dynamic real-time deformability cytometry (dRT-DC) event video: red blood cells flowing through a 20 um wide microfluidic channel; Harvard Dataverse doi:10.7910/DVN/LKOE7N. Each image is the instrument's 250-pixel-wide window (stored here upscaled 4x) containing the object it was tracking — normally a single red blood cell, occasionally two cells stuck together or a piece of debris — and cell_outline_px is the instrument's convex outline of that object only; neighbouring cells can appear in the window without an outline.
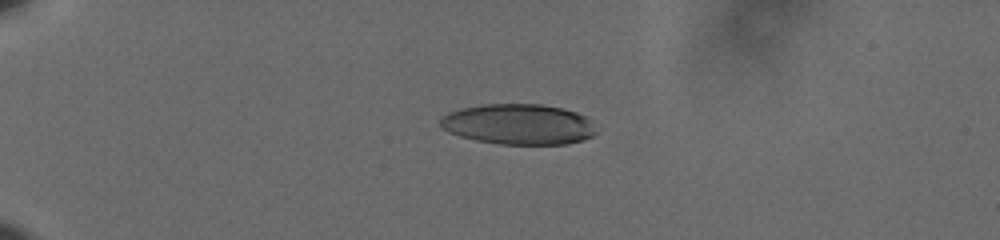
{"species": "human", "species_latin": "Homo sapiens", "temperature_condition": "cold", "stored_images_in_passage": 44, "camera_frame_rate_fps": 3000, "um_per_image_px": 0.085, "donor": {"sex": "male"}, "frame": {"image": 1, "passage_image": 1, "time_ms": 0.0, "image_size_px": [1000, 240], "cell_outline_px": [[596, 132], [592, 136], [568, 144], [500, 144], [476, 140], [460, 136], [448, 132], [440, 124], [440, 116], [448, 112], [460, 108], [480, 104], [540, 104], [564, 108], [576, 112], [592, 120]], "centroid_in_image_um": [44.06, 10.55], "position_along_channel_um": 40.9, "area_um2": 36.99}}
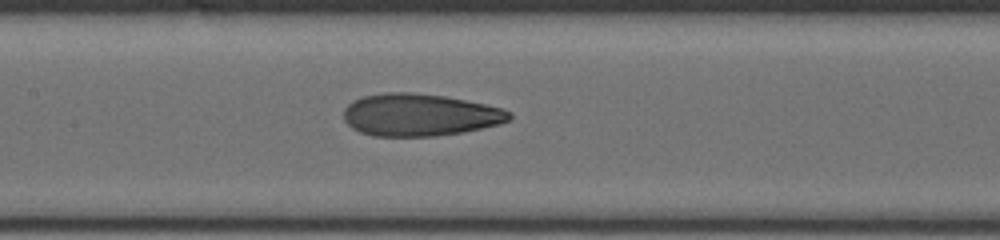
{"frame": {"image": 2, "passage_image": 17, "time_ms": 5.333, "image_size_px": [1000, 240], "cell_outline_px": [[512, 116], [508, 120], [500, 124], [460, 132], [436, 136], [372, 136], [360, 132], [352, 128], [344, 120], [344, 108], [352, 100], [364, 96], [384, 92], [412, 92], [444, 96], [504, 108], [512, 112]], "centroid_in_image_um": [35.65, 9.76], "position_along_channel_um": 171.7, "area_um2": 40.86}}
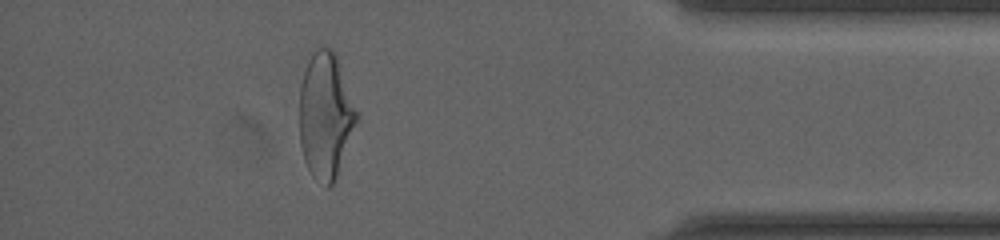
{"frame": {"image": 3, "passage_image": 39, "time_ms": 12.667, "image_size_px": [1000, 240], "cell_outline_px": [[360, 116], [336, 176], [332, 184], [328, 188], [324, 188], [312, 176], [304, 160], [300, 144], [300, 84], [308, 60], [312, 52], [316, 48], [332, 48], [336, 52]], "centroid_in_image_um": [27.68, 9.81], "position_along_channel_um": 407.5, "area_um2": 42.43}, "authors_computed_cell_mechanics": {"area_um2": 40.8068, "velocity_mm_per_s": 3.6337, "shape_relaxation_time_tau1_ms": 8.2904, "shape_relaxation_time_tau2_ms": 1.4167, "deformation_change_tau1": 0.2412, "deformation_change_tau2": 0.0871}}